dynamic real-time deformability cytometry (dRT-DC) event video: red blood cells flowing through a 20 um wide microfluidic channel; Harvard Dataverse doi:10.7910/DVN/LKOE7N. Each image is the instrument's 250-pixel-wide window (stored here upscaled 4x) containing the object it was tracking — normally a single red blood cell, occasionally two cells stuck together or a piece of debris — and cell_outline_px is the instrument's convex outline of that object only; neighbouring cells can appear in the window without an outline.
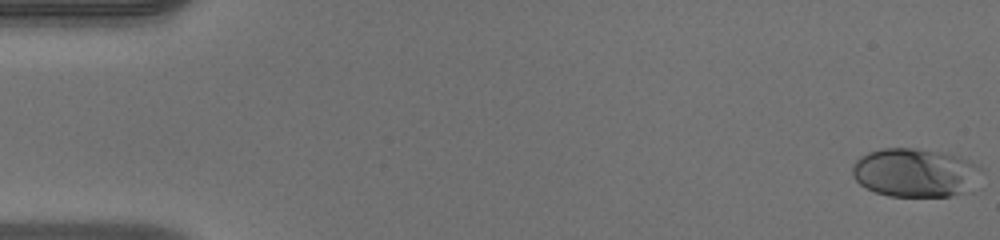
{"species": "human", "species_latin": "Homo sapiens", "temperature_condition": "warm", "stored_images_in_passage": 50, "camera_frame_rate_fps": 3000, "um_per_image_px": 0.085, "donor": {"sex": "male"}, "frame": {"image": 1, "passage_image": 1, "time_ms": 0.0, "image_size_px": [1000, 240], "cell_outline_px": [[980, 168], [964, 192], [948, 196], [888, 196], [876, 192], [860, 184], [852, 176], [852, 164], [860, 156], [868, 152], [880, 148], [912, 148], [960, 156], [980, 164]], "centroid_in_image_um": [77.68, 14.66], "position_along_channel_um": 7.3, "area_um2": 35.95}}
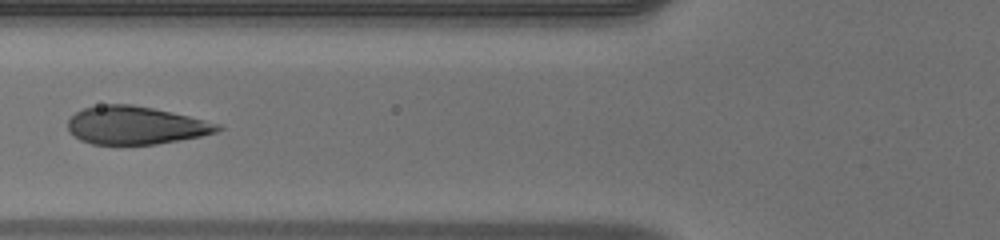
{"frame": {"image": 2, "passage_image": 20, "time_ms": 6.333, "image_size_px": [1000, 240], "cell_outline_px": [[224, 128], [216, 132], [200, 136], [156, 144], [92, 144], [80, 140], [68, 132], [68, 120], [76, 112], [84, 108], [104, 104], [132, 104], [152, 108], [188, 116], [220, 124]], "centroid_in_image_um": [11.5, 10.65], "position_along_channel_um": 114.3, "area_um2": 32.95}}
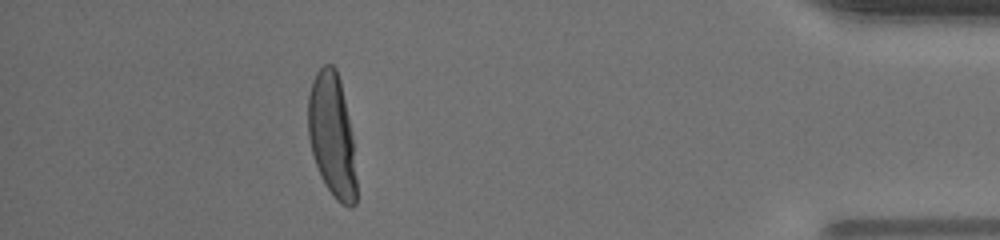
{"frame": {"image": 3, "passage_image": 45, "time_ms": 14.667, "image_size_px": [1000, 240], "cell_outline_px": [[356, 204], [352, 208], [340, 204], [336, 200], [324, 184], [320, 176], [312, 152], [308, 136], [308, 96], [312, 80], [316, 72], [324, 64], [332, 64], [336, 68], [340, 80], [348, 116], [352, 136], [356, 180]], "centroid_in_image_um": [28.21, 11.52], "position_along_channel_um": 407.0, "area_um2": 34.85}, "authors_computed_cell_mechanics": {"area_um2": 34.4199, "velocity_mm_per_s": 4.1305, "shape_relaxation_time_tau1_ms": 3.6213, "shape_relaxation_time_tau2_ms": null, "deformation_change_tau1": 0.2381, "deformation_change_tau2": null}}